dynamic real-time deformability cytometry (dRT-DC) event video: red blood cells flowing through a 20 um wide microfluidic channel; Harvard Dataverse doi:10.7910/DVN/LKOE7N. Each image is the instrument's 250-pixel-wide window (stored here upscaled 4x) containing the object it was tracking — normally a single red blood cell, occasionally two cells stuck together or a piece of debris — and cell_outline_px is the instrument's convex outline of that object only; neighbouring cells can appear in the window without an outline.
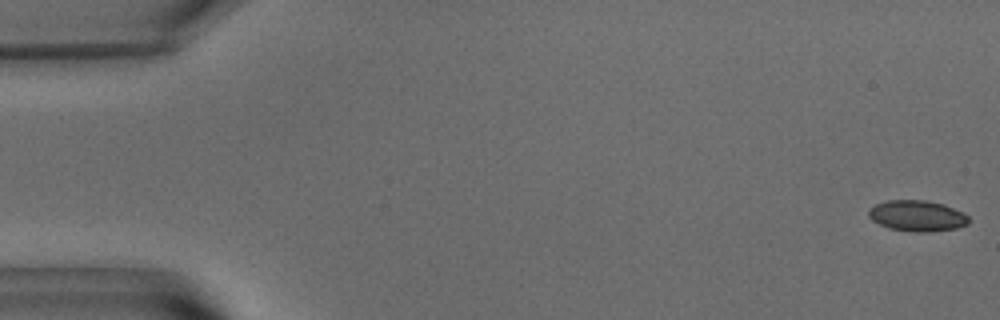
{"species": "common noctule bat (a hibernating species)", "species_latin": "Nyctalus noctula", "temperature_condition": "warm", "stored_images_in_passage": 50, "camera_frame_rate_fps": 3000, "um_per_image_px": 0.085, "animal": {"sex": "male", "body_mass_g": 15.6}, "frame": {"image": 1, "passage_image": 1, "time_ms": 0.0, "image_size_px": [1000, 320], "cell_outline_px": [[968, 224], [956, 228], [928, 232], [912, 232], [888, 228], [872, 220], [868, 216], [868, 212], [876, 204], [888, 200], [924, 200], [944, 204], [964, 212], [968, 216]], "centroid_in_image_um": [77.97, 18.35], "position_along_channel_um": 7.0, "area_um2": 18.03}}
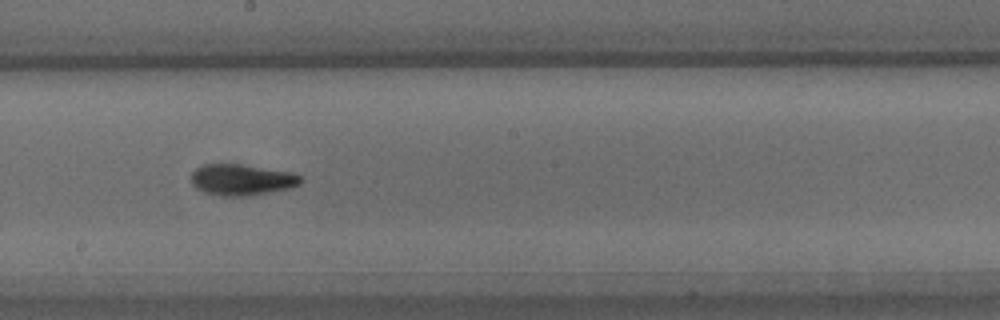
{"frame": {"image": 2, "passage_image": 30, "time_ms": 9.667, "image_size_px": [1000, 320], "cell_outline_px": [[304, 180], [300, 184], [292, 188], [248, 196], [220, 196], [204, 192], [196, 188], [192, 184], [192, 172], [196, 168], [204, 164], [244, 164], [292, 172], [300, 176]], "centroid_in_image_um": [20.58, 15.28], "position_along_channel_um": 227.6, "area_um2": 20.11}}
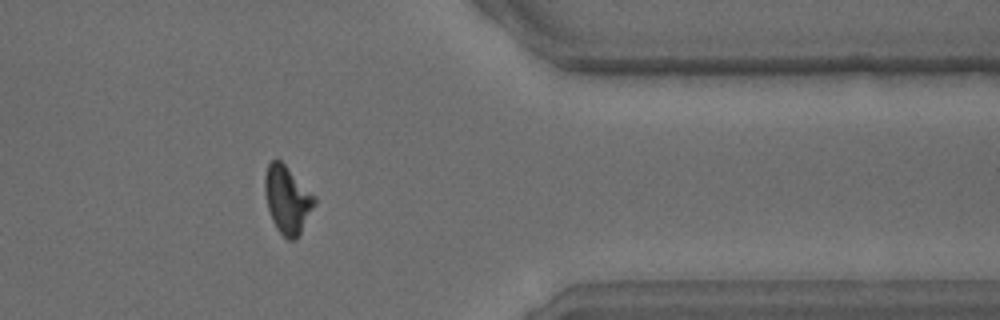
{"frame": {"image": 3, "passage_image": 44, "time_ms": 14.333, "image_size_px": [1000, 320], "cell_outline_px": [[316, 204], [296, 240], [288, 240], [276, 228], [272, 220], [268, 208], [264, 192], [264, 176], [268, 164], [276, 156], [316, 196]], "centroid_in_image_um": [24.42, 16.95], "position_along_channel_um": 387.0, "area_um2": 19.65}}